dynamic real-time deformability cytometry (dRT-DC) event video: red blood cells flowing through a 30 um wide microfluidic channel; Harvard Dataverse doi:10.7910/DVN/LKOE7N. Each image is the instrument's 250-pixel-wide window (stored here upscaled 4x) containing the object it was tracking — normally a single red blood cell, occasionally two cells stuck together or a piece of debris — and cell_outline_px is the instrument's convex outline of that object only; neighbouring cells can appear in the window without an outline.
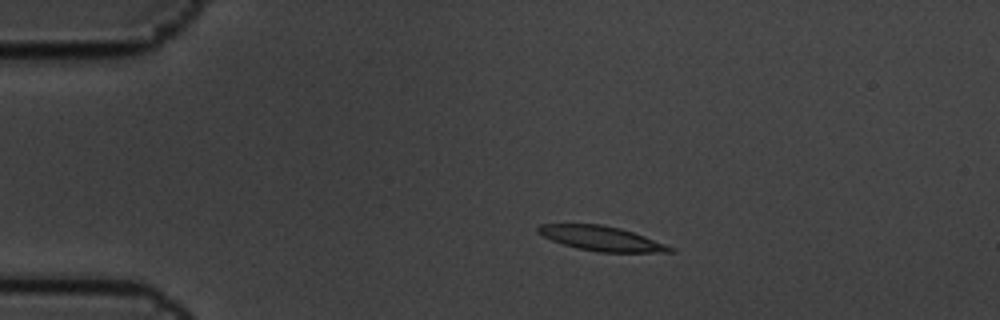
{"species": "common noctule bat (a hibernating species)", "species_latin": "Nyctalus noctula", "temperature_condition": "cold", "stored_images_in_passage": 9, "camera_frame_rate_fps": 3000, "um_per_image_px": 0.085, "animal": {"sex": "male", "body_mass_g": 19.5, "forearm_length_mm": 54.6}, "frame": {"image": 1, "passage_image": 1, "time_ms": 0.0, "image_size_px": [1000, 320], "cell_outline_px": [[676, 252], [600, 252], [576, 248], [552, 240], [536, 232], [536, 228], [540, 224], [600, 224], [620, 228], [644, 236], [676, 248]], "centroid_in_image_um": [51.13, 20.27], "position_along_channel_um": 33.9, "area_um2": 18.84}}
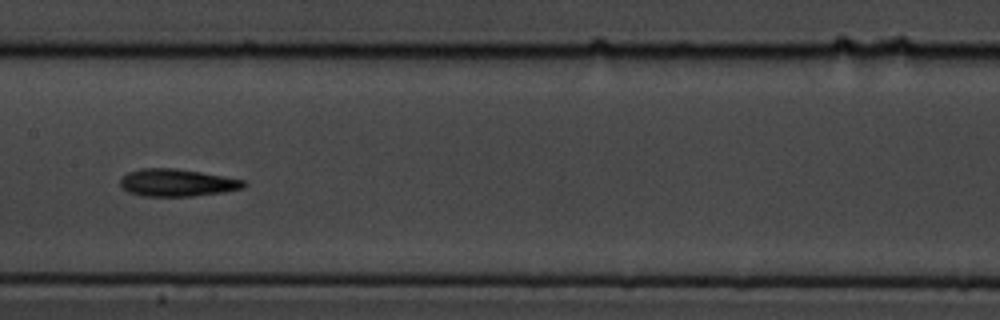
{"frame": {"image": 2, "passage_image": 6, "time_ms": 1.667, "image_size_px": [1000, 320], "cell_outline_px": [[248, 184], [244, 188], [224, 192], [192, 196], [140, 196], [128, 192], [120, 184], [120, 180], [128, 172], [140, 168], [176, 168], [248, 180]], "centroid_in_image_um": [15.1, 15.53], "position_along_channel_um": 192.3, "area_um2": 19.88}}
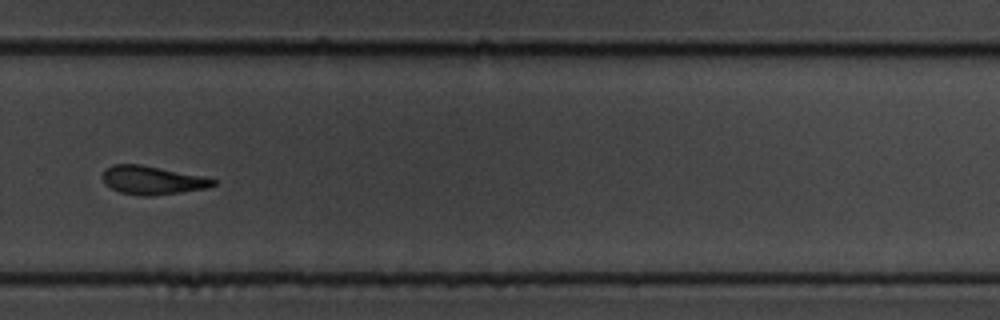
{"frame": {"image": 3, "passage_image": 9, "time_ms": 2.667, "image_size_px": [1000, 320], "cell_outline_px": [[216, 184], [208, 188], [152, 196], [140, 196], [120, 192], [104, 184], [104, 168], [112, 164], [140, 164], [204, 176], [216, 180]], "centroid_in_image_um": [12.95, 15.31], "position_along_channel_um": 316.8, "area_um2": 18.38}}